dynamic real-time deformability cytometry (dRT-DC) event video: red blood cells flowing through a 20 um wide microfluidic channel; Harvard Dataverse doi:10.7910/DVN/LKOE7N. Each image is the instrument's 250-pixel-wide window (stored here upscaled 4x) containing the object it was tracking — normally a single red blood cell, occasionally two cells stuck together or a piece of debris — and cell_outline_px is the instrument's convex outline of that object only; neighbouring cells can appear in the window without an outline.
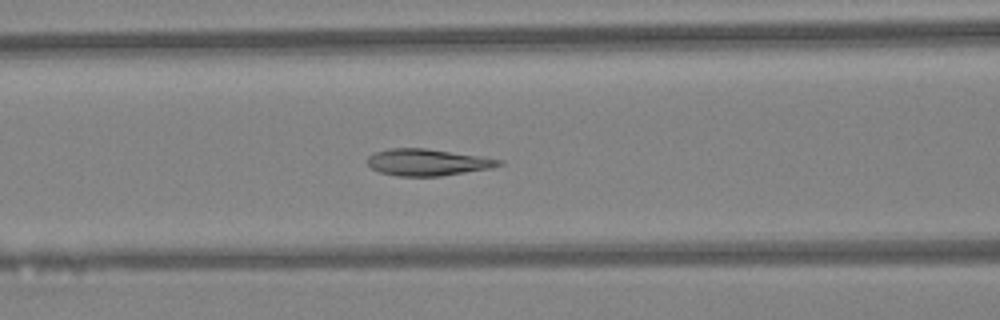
{"species": "Egyptian fruit bat (a non-hibernating species)", "species_latin": "Rousettus aegyptiacus", "temperature_condition": "warm", "stored_images_in_passage": 44, "camera_frame_rate_fps": 3000, "um_per_image_px": 0.085, "animal": {"sex": "female"}, "frame": {"image": 1, "passage_image": 18, "time_ms": 5.667, "image_size_px": [1000, 320], "cell_outline_px": [[504, 164], [492, 168], [440, 176], [396, 176], [380, 172], [372, 168], [368, 164], [368, 156], [376, 152], [388, 148], [424, 148], [484, 156], [504, 160]], "centroid_in_image_um": [36.39, 13.79], "position_along_channel_um": 130.2, "area_um2": 20.58}}
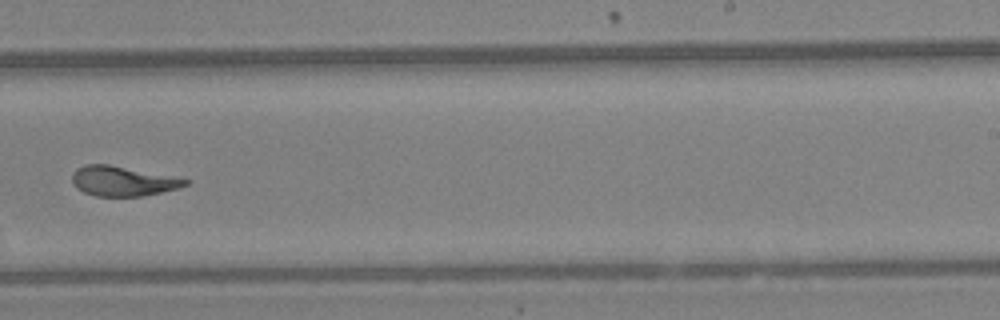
{"frame": {"image": 2, "passage_image": 28, "time_ms": 9.0, "image_size_px": [1000, 320], "cell_outline_px": [[188, 184], [180, 188], [140, 196], [96, 196], [84, 192], [76, 188], [72, 180], [72, 176], [76, 168], [84, 164], [108, 164], [188, 180]], "centroid_in_image_um": [10.36, 15.4], "position_along_channel_um": 278.6, "area_um2": 19.25}}
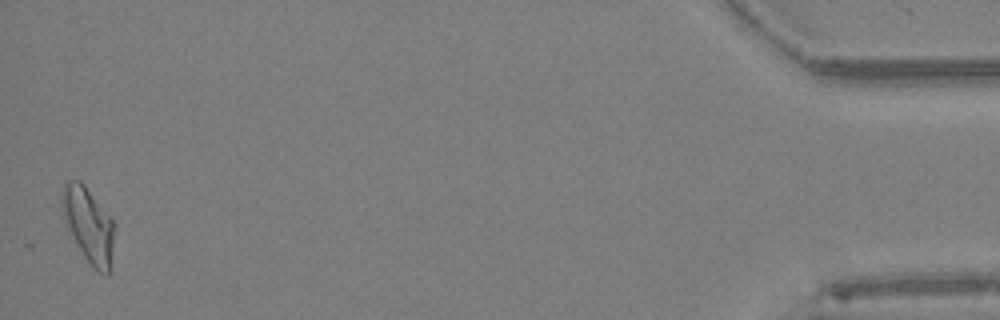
{"frame": {"image": 3, "passage_image": 44, "time_ms": 14.333, "image_size_px": [1000, 320], "cell_outline_px": [[112, 272], [108, 276], [92, 268], [84, 256], [72, 236], [64, 220], [60, 204], [60, 200], [64, 184], [68, 180], [80, 180], [84, 184], [112, 220]], "centroid_in_image_um": [7.5, 19.14], "position_along_channel_um": 427.7, "area_um2": 22.6}, "authors_computed_cell_mechanics": {"area_um2": 20.808, "velocity_mm_per_s": 4.4754, "shape_relaxation_time_tau1_ms": 4.9723, "shape_relaxation_time_tau2_ms": 1.5768, "deformation_change_tau1": 0.1964, "deformation_change_tau2": 0.0855}}